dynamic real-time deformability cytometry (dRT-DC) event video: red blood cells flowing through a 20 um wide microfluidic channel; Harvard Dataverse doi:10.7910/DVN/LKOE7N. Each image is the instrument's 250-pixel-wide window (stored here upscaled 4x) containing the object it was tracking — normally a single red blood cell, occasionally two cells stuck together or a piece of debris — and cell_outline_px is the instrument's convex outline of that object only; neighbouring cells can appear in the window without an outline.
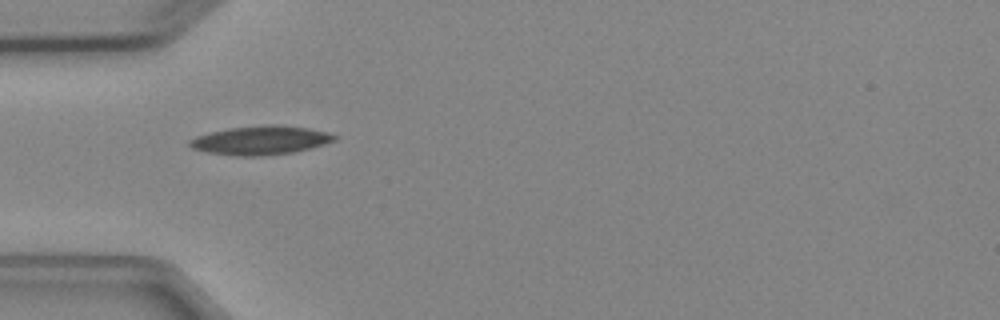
{"species": "Egyptian fruit bat (a non-hibernating species)", "species_latin": "Rousettus aegyptiacus", "temperature_condition": "cold", "stored_images_in_passage": 4, "camera_frame_rate_fps": 3000, "um_per_image_px": 0.085, "animal": {"sex": "female"}, "frame": {"image": 1, "passage_image": 1, "time_ms": 0.0, "image_size_px": [1000, 320], "cell_outline_px": [[340, 136], [336, 140], [324, 144], [292, 152], [264, 156], [236, 156], [208, 152], [192, 148], [188, 144], [188, 140], [196, 136], [228, 128], [268, 124], [280, 124], [308, 128], [328, 132]], "centroid_in_image_um": [22.17, 11.91], "position_along_channel_um": 62.8, "area_um2": 24.39}}